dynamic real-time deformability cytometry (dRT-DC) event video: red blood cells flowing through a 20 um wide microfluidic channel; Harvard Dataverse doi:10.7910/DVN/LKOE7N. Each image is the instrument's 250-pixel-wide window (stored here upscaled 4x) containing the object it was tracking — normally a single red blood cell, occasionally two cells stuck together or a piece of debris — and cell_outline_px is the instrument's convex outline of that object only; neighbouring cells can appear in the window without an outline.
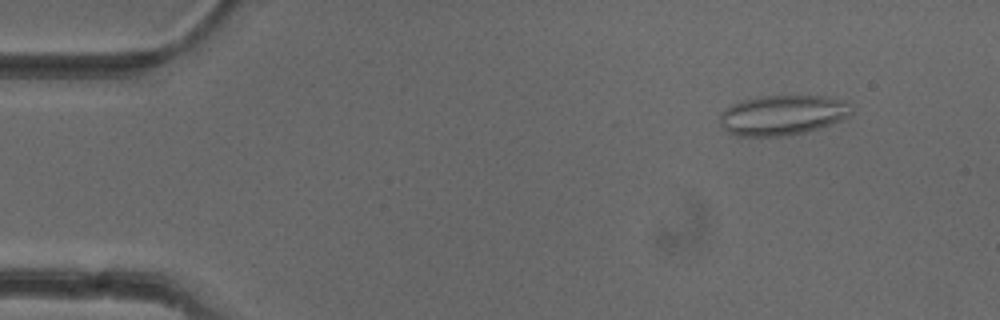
{"species": "common noctule bat (a hibernating species)", "species_latin": "Nyctalus noctula", "temperature_condition": "cold", "stored_images_in_passage": 8, "camera_frame_rate_fps": 3000, "um_per_image_px": 0.085, "animal": {"sex": "female"}, "frame": {"image": 1, "passage_image": 5, "time_ms": 1.333, "image_size_px": [1000, 320], "cell_outline_px": [[852, 112], [848, 116], [832, 124], [820, 128], [804, 132], [784, 136], [736, 136], [728, 132], [720, 124], [720, 112], [732, 104], [740, 100], [760, 96], [824, 96], [844, 100], [852, 104]], "centroid_in_image_um": [66.51, 9.78], "position_along_channel_um": 18.5, "area_um2": 30.92}}